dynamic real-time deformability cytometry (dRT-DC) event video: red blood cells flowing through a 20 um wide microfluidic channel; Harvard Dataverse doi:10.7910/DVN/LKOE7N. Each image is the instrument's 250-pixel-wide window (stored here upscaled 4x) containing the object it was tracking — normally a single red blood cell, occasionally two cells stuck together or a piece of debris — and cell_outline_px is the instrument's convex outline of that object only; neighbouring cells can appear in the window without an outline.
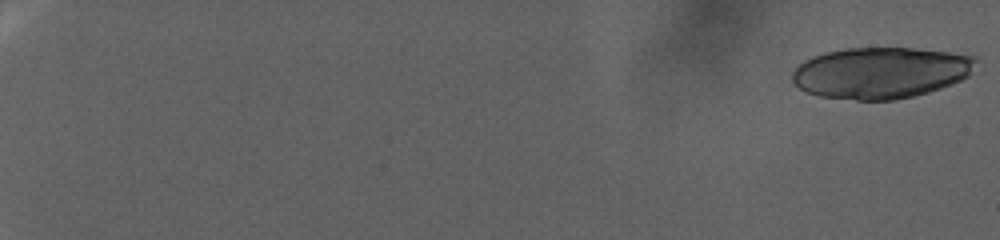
{"species": "human", "species_latin": "Homo sapiens", "temperature_condition": "warm", "stored_images_in_passage": 45, "camera_frame_rate_fps": 3000, "um_per_image_px": 0.085, "donor": {"sex": "female"}, "frame": {"image": 1, "passage_image": 1, "time_ms": 0.0, "image_size_px": [1000, 240], "cell_outline_px": [[976, 60], [968, 76], [952, 84], [928, 92], [896, 100], [856, 100], [820, 96], [808, 92], [800, 88], [792, 80], [792, 72], [804, 60], [812, 56], [824, 52], [844, 48], [912, 48], [948, 52], [976, 56]], "centroid_in_image_um": [74.84, 6.18], "position_along_channel_um": 10.2, "area_um2": 54.74}}
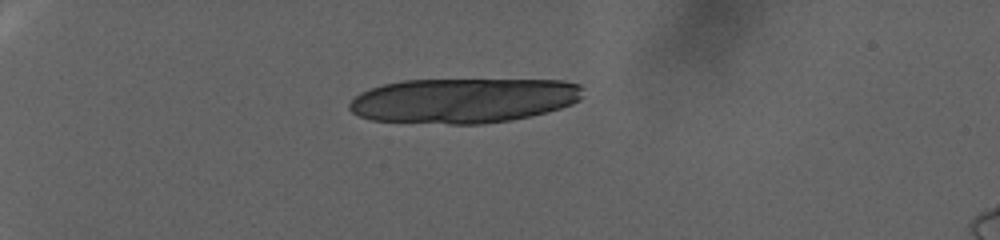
{"frame": {"image": 2, "passage_image": 30, "time_ms": 9.667, "image_size_px": [1000, 240], "cell_outline_px": [[584, 96], [580, 100], [572, 104], [560, 108], [512, 120], [484, 124], [448, 124], [372, 120], [360, 116], [352, 112], [348, 108], [348, 104], [360, 92], [384, 84], [404, 80], [564, 80], [580, 84], [584, 88]], "centroid_in_image_um": [39.42, 8.54], "position_along_channel_um": 45.6, "area_um2": 61.33}}